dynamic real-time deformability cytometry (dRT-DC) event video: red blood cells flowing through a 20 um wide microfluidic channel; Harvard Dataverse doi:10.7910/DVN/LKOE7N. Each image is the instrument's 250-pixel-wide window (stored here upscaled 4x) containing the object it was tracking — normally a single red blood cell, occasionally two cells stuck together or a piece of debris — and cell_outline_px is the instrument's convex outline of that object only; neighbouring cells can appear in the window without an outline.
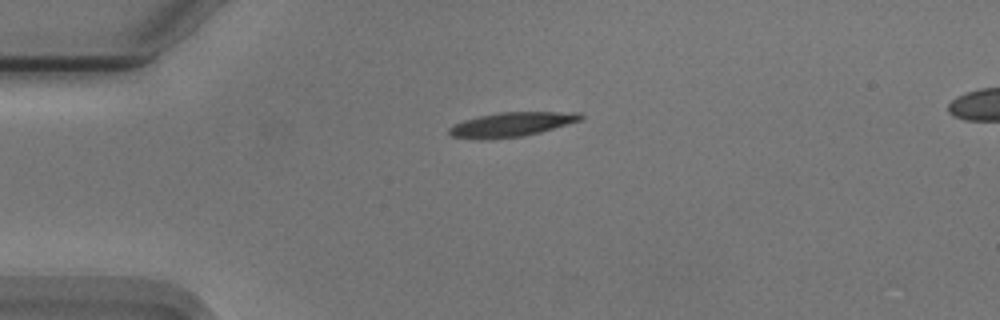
{"species": "Egyptian fruit bat (a non-hibernating species)", "species_latin": "Rousettus aegyptiacus", "temperature_condition": "cold", "stored_images_in_passage": 42, "camera_frame_rate_fps": 3000, "um_per_image_px": 0.085, "animal": {"sex": "male"}, "frame": {"image": 1, "passage_image": 1, "time_ms": 0.0, "image_size_px": [1000, 320], "cell_outline_px": [[584, 116], [580, 120], [540, 132], [524, 136], [488, 140], [476, 140], [452, 136], [448, 132], [448, 128], [452, 124], [464, 120], [480, 116], [500, 112], [580, 112]], "centroid_in_image_um": [43.42, 10.59], "position_along_channel_um": 41.6, "area_um2": 18.79}}
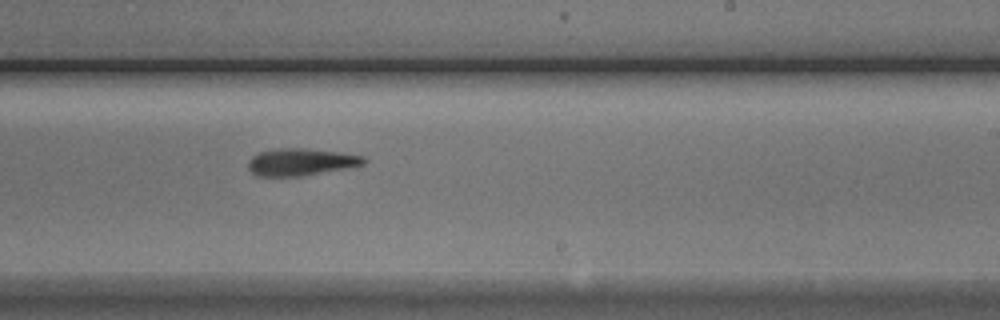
{"frame": {"image": 2, "passage_image": 21, "time_ms": 6.667, "image_size_px": [1000, 320], "cell_outline_px": [[368, 160], [364, 164], [300, 176], [256, 176], [248, 168], [248, 160], [252, 156], [260, 152], [276, 148], [304, 148], [340, 152], [364, 156]], "centroid_in_image_um": [25.54, 13.75], "position_along_channel_um": 263.5, "area_um2": 18.15}}
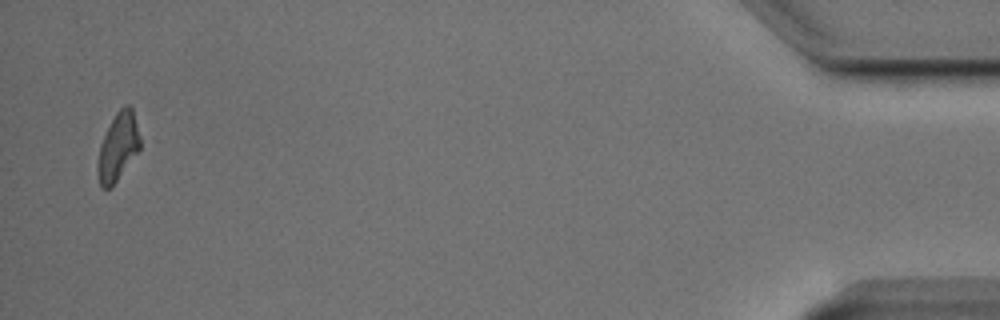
{"frame": {"image": 3, "passage_image": 41, "time_ms": 13.333, "image_size_px": [1000, 320], "cell_outline_px": [[140, 148], [112, 188], [100, 188], [100, 144], [116, 112], [124, 104], [128, 104], [132, 108], [140, 140]], "centroid_in_image_um": [10.07, 12.45], "position_along_channel_um": 425.1, "area_um2": 16.01}, "authors_computed_cell_mechanics": {"area_um2": 18.1492, "velocity_mm_per_s": 3.7454, "shape_relaxation_time_tau1_ms": 4.1163, "shape_relaxation_time_tau2_ms": 3.243, "deformation_change_tau1": 0.1859, "deformation_change_tau2": 0.1351}}